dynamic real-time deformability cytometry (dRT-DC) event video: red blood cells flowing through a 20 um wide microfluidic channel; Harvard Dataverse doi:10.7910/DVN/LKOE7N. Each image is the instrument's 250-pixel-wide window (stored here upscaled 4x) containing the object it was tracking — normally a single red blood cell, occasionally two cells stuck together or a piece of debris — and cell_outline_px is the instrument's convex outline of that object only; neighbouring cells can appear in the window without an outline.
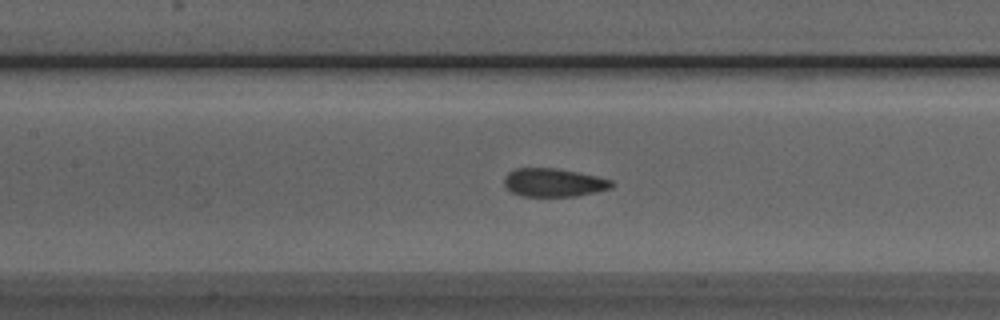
{"species": "Egyptian fruit bat (a non-hibernating species)", "species_latin": "Rousettus aegyptiacus", "temperature_condition": "room temperature", "stored_images_in_passage": 48, "camera_frame_rate_fps": 3000, "um_per_image_px": 0.085, "animal": {"sex": "male"}, "frame": {"image": 1, "passage_image": 23, "time_ms": 7.333, "image_size_px": [1000, 320], "cell_outline_px": [[612, 188], [596, 192], [576, 196], [520, 196], [512, 192], [504, 184], [504, 176], [508, 172], [516, 168], [556, 168], [596, 176], [612, 180]], "centroid_in_image_um": [47.04, 15.52], "position_along_channel_um": 160.4, "area_um2": 17.69}}
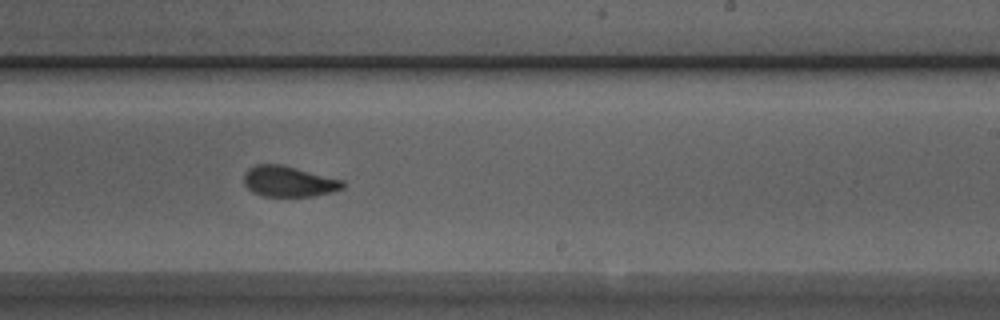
{"frame": {"image": 2, "passage_image": 31, "time_ms": 10.0, "image_size_px": [1000, 320], "cell_outline_px": [[344, 188], [332, 192], [312, 196], [264, 196], [252, 192], [244, 184], [244, 172], [248, 168], [256, 164], [284, 164], [344, 180]], "centroid_in_image_um": [24.54, 15.4], "position_along_channel_um": 264.5, "area_um2": 17.92}}
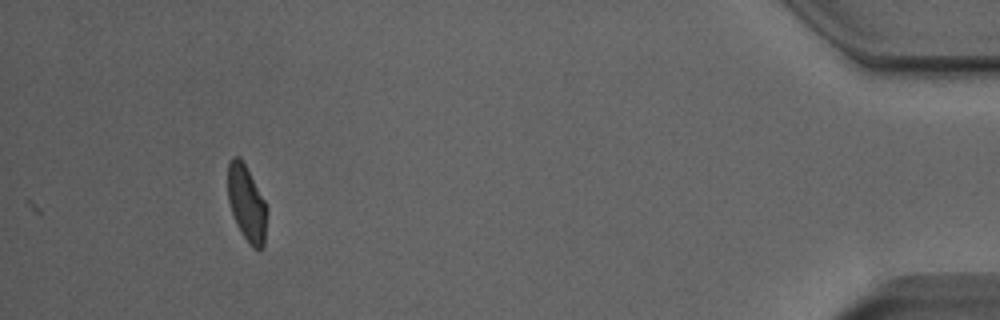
{"frame": {"image": 3, "passage_image": 48, "time_ms": 15.667, "image_size_px": [1000, 320], "cell_outline_px": [[268, 208], [264, 248], [260, 252], [252, 248], [248, 244], [240, 232], [236, 224], [228, 200], [228, 164], [232, 156], [240, 156], [264, 200]], "centroid_in_image_um": [20.99, 17.37], "position_along_channel_um": 414.2, "area_um2": 17.57}, "authors_computed_cell_mechanics": {"area_um2": 18.1203, "velocity_mm_per_s": 3.92, "shape_relaxation_time_tau1_ms": 6.3868, "shape_relaxation_time_tau2_ms": 1.0533, "deformation_change_tau1": 0.1768, "deformation_change_tau2": 0.0639}}